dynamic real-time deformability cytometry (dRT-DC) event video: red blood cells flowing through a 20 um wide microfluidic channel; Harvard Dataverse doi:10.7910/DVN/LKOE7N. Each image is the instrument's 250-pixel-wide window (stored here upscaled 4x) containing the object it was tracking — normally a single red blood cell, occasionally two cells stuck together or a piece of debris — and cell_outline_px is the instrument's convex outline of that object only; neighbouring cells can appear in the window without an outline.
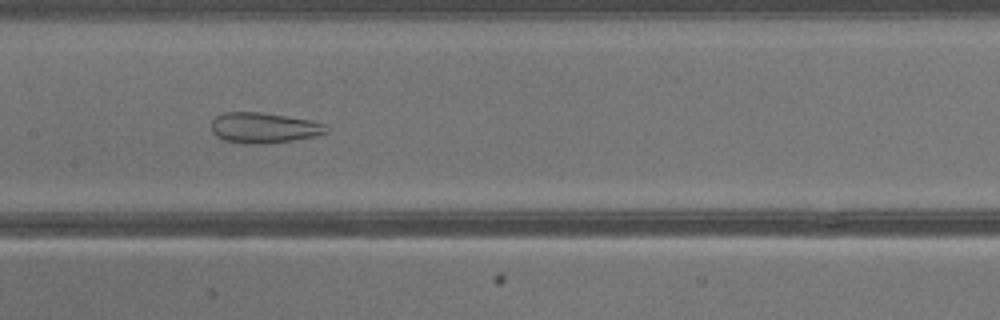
{"species": "common noctule bat (a hibernating species)", "species_latin": "Nyctalus noctula", "temperature_condition": "warm", "stored_images_in_passage": 33, "camera_frame_rate_fps": 3000, "um_per_image_px": 0.085, "animal": {"sex": "male", "body_mass_g": 13.3}, "frame": {"image": 1, "passage_image": 13, "time_ms": 4.0, "image_size_px": [1000, 320], "cell_outline_px": [[328, 132], [316, 136], [268, 144], [252, 144], [224, 140], [216, 136], [212, 132], [212, 120], [216, 116], [224, 112], [260, 112], [288, 116], [312, 120], [328, 124]], "centroid_in_image_um": [22.47, 10.86], "position_along_channel_um": 184.9, "area_um2": 20.63}}
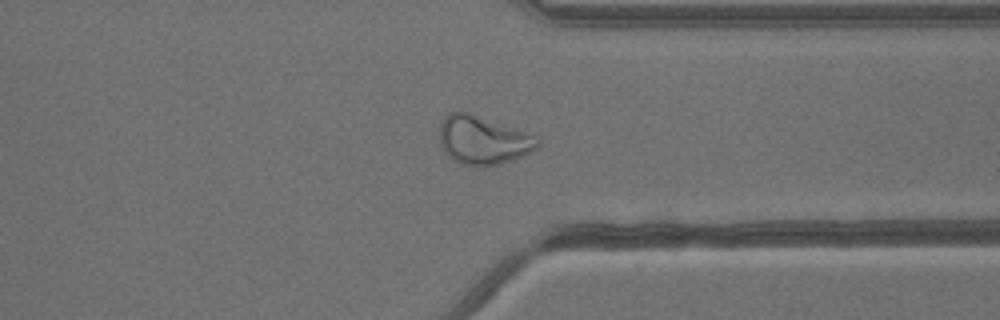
{"frame": {"image": 2, "passage_image": 24, "time_ms": 7.667, "image_size_px": [1000, 320], "cell_outline_px": [[540, 144], [532, 152], [512, 160], [496, 164], [460, 164], [452, 160], [444, 152], [440, 144], [440, 124], [444, 116], [448, 112], [468, 112], [536, 136], [540, 140]], "centroid_in_image_um": [41.03, 11.9], "position_along_channel_um": 370.4, "area_um2": 27.28}}
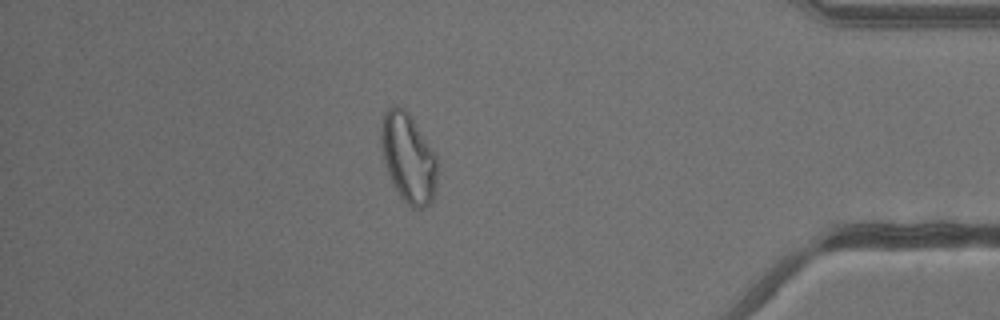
{"frame": {"image": 3, "passage_image": 28, "time_ms": 9.0, "image_size_px": [1000, 320], "cell_outline_px": [[436, 184], [432, 204], [424, 208], [412, 208], [400, 196], [388, 172], [384, 160], [380, 144], [380, 128], [384, 112], [392, 104], [396, 104], [404, 108], [408, 112], [416, 124], [436, 156]], "centroid_in_image_um": [34.69, 13.4], "position_along_channel_um": 400.5, "area_um2": 29.13}}